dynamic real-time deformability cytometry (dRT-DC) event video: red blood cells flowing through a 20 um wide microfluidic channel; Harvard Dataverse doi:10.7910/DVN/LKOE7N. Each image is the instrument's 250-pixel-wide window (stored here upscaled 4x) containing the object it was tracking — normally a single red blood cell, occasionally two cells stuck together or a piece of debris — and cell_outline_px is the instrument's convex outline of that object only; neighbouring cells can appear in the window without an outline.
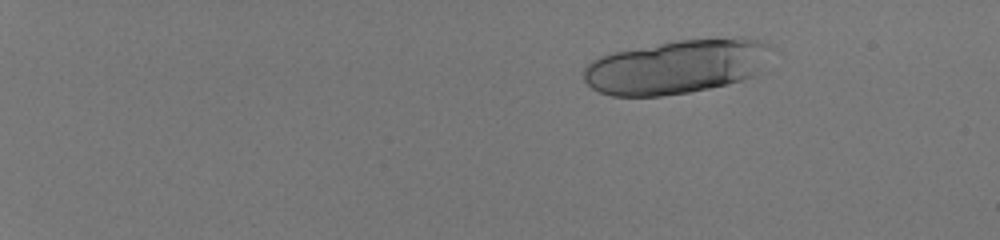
{"species": "human", "species_latin": "Homo sapiens", "temperature_condition": "room temperature", "stored_images_in_passage": 20, "camera_frame_rate_fps": 3000, "um_per_image_px": 0.085, "donor": {"sex": "male"}, "frame": {"image": 1, "passage_image": 1, "time_ms": 0.0, "image_size_px": [1000, 240], "cell_outline_px": [[776, 48], [756, 76], [708, 88], [688, 92], [660, 96], [612, 96], [600, 92], [592, 88], [584, 80], [584, 68], [592, 60], [608, 52], [676, 40], [740, 36], [744, 36], [772, 44]], "centroid_in_image_um": [57.57, 5.63], "position_along_channel_um": 27.4, "area_um2": 60.11}}